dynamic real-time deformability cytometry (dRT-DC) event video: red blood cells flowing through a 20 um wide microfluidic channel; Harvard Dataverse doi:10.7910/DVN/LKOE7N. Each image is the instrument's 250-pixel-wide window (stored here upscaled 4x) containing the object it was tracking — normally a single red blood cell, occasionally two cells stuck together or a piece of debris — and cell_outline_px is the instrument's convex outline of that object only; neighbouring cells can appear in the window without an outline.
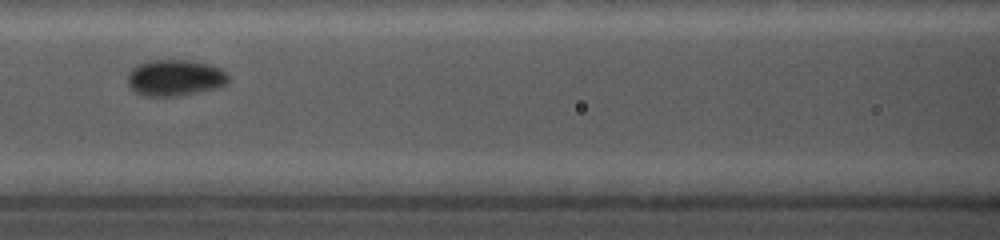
{"species": "common noctule bat (a hibernating species)", "species_latin": "Nyctalus noctula", "temperature_condition": "cold", "stored_images_in_passage": 14, "camera_frame_rate_fps": 5000, "um_per_image_px": 0.085, "animal": {"sex": "female", "body_mass_g": 19.0, "forearm_length_mm": 56.7}, "frame": {"image": 1, "passage_image": 4, "time_ms": 3.2, "image_size_px": [1000, 240], "cell_outline_px": [[228, 80], [220, 84], [180, 92], [144, 92], [136, 88], [128, 80], [128, 72], [136, 64], [144, 60], [192, 60], [208, 64], [220, 68], [228, 76]], "centroid_in_image_um": [14.84, 6.44], "position_along_channel_um": 151.8, "area_um2": 18.79}}
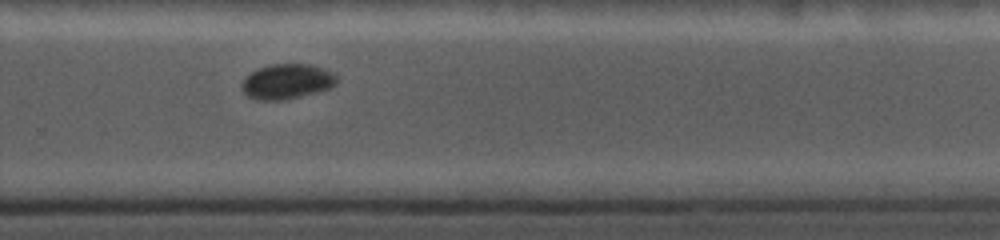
{"frame": {"image": 2, "passage_image": 8, "time_ms": 7.4, "image_size_px": [1000, 240], "cell_outline_px": [[336, 84], [328, 88], [288, 96], [252, 96], [244, 88], [244, 76], [256, 68], [268, 64], [312, 64], [324, 68], [332, 72], [336, 76]], "centroid_in_image_um": [24.45, 6.78], "position_along_channel_um": 305.3, "area_um2": 17.63}}
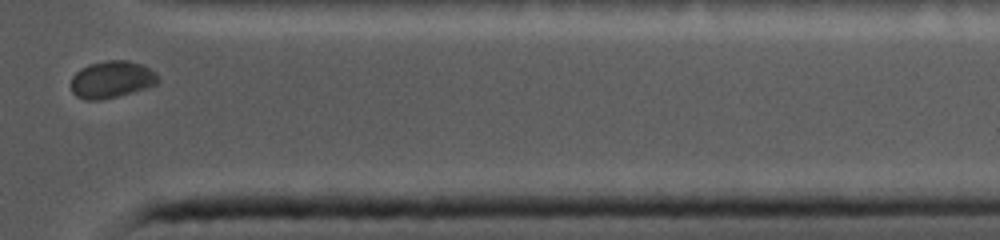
{"frame": {"image": 3, "passage_image": 11, "time_ms": 10.0, "image_size_px": [1000, 240], "cell_outline_px": [[160, 80], [156, 84], [144, 88], [112, 96], [76, 96], [72, 92], [72, 76], [80, 68], [88, 64], [108, 60], [128, 60], [140, 64], [156, 72], [160, 76]], "centroid_in_image_um": [9.54, 6.66], "position_along_channel_um": 401.9, "area_um2": 17.8}}